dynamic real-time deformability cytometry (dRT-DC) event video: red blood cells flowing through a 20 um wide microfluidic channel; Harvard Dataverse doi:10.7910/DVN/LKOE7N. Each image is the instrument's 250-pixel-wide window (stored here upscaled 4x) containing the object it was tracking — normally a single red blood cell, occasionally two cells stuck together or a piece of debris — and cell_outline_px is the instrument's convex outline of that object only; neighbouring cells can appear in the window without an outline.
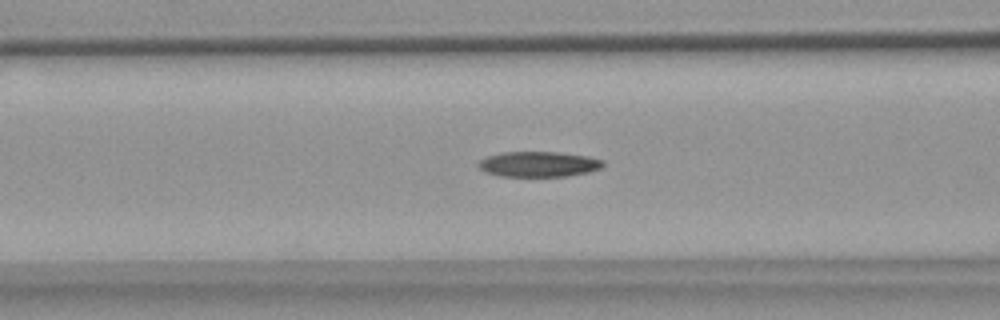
{"species": "common noctule bat (a hibernating species)", "species_latin": "Nyctalus noctula", "temperature_condition": "warm", "stored_images_in_passage": 55, "camera_frame_rate_fps": 3000, "um_per_image_px": 0.085, "animal": {"sex": "female", "body_mass_g": 18.4}, "frame": {"image": 1, "passage_image": 22, "time_ms": 7.0, "image_size_px": [1000, 320], "cell_outline_px": [[604, 164], [600, 168], [588, 172], [568, 176], [500, 176], [484, 172], [476, 168], [476, 164], [480, 160], [488, 156], [500, 152], [556, 152], [588, 156], [604, 160]], "centroid_in_image_um": [45.73, 13.95], "position_along_channel_um": 120.9, "area_um2": 18.55}}
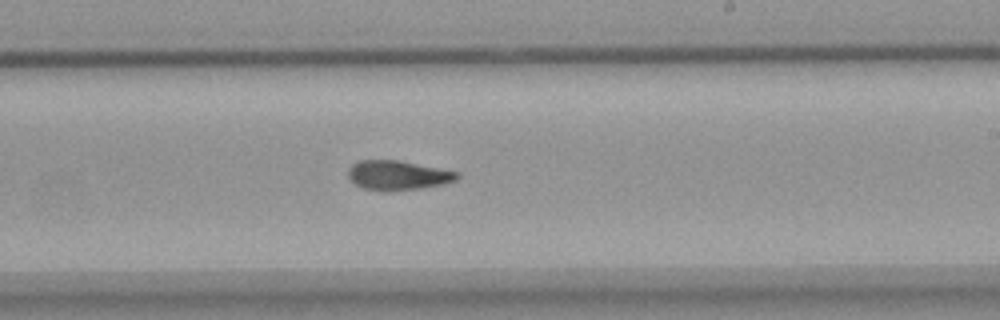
{"frame": {"image": 2, "passage_image": 33, "time_ms": 10.667, "image_size_px": [1000, 320], "cell_outline_px": [[460, 176], [456, 180], [444, 184], [420, 188], [384, 192], [364, 188], [356, 184], [348, 176], [348, 168], [352, 164], [360, 160], [400, 160], [460, 172]], "centroid_in_image_um": [33.84, 14.89], "position_along_channel_um": 255.2, "area_um2": 18.84}}
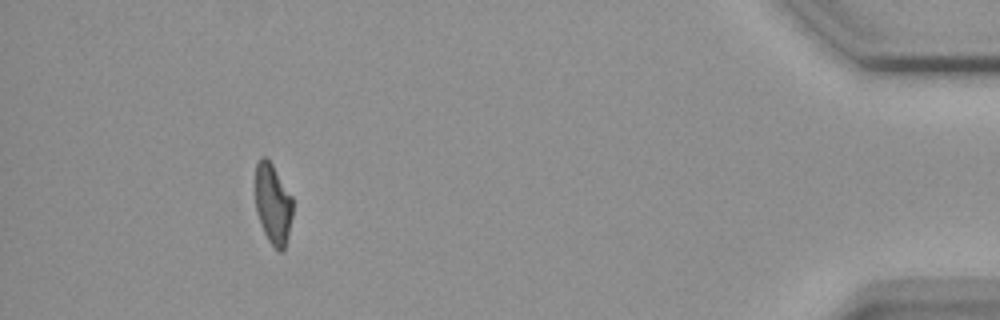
{"frame": {"image": 3, "passage_image": 51, "time_ms": 16.667, "image_size_px": [1000, 320], "cell_outline_px": [[292, 216], [284, 252], [280, 252], [268, 240], [260, 224], [256, 212], [256, 164], [260, 156], [264, 156], [272, 164], [292, 196]], "centroid_in_image_um": [23.2, 17.34], "position_along_channel_um": 412.0, "area_um2": 17.46}, "authors_computed_cell_mechanics": {"area_um2": 18.8428, "velocity_mm_per_s": 3.6852, "shape_relaxation_time_tau1_ms": null, "shape_relaxation_time_tau2_ms": 4.085, "deformation_change_tau1": null, "deformation_change_tau2": 0.1094}}